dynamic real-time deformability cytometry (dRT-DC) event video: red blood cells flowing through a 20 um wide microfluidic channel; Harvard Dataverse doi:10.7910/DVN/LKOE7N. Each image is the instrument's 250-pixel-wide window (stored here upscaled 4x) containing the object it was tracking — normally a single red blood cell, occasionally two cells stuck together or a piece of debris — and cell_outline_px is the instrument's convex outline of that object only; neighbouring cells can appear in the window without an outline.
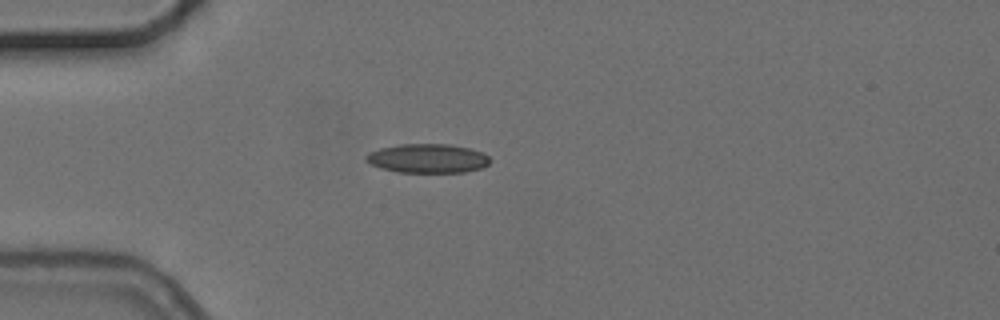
{"species": "common noctule bat (a hibernating species)", "species_latin": "Nyctalus noctula", "temperature_condition": "cold", "stored_images_in_passage": 2, "camera_frame_rate_fps": 3000, "um_per_image_px": 0.085, "animal": {"sex": "female", "body_mass_g": 24.6, "forearm_length_mm": 56.2}, "frame": {"image": 1, "passage_image": 1, "time_ms": 0.0, "image_size_px": [1000, 320], "cell_outline_px": [[492, 160], [488, 164], [480, 168], [464, 172], [396, 172], [380, 168], [364, 160], [364, 156], [368, 152], [380, 148], [400, 144], [452, 144], [484, 152]], "centroid_in_image_um": [36.34, 13.46], "position_along_channel_um": 48.7, "area_um2": 21.15}}